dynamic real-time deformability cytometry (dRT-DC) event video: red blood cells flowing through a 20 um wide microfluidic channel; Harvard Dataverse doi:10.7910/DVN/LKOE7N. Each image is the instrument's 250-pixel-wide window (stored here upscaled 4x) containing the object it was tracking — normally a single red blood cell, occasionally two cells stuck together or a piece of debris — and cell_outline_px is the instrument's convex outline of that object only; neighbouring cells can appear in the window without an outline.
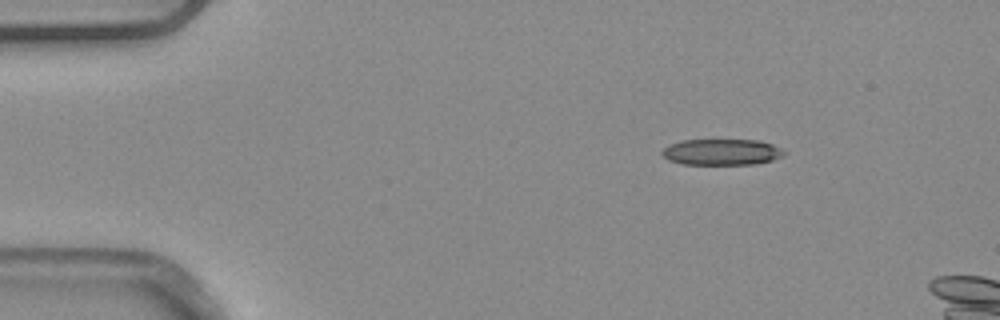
{"species": "common noctule bat (a hibernating species)", "species_latin": "Nyctalus noctula", "temperature_condition": "warm", "stored_images_in_passage": 3, "camera_frame_rate_fps": 3000, "um_per_image_px": 0.085, "animal": {"sex": "male", "body_mass_g": 20.4}, "frame": {"image": 1, "passage_image": 1, "time_ms": 0.0, "image_size_px": [1000, 320], "cell_outline_px": [[784, 156], [772, 160], [756, 164], [684, 164], [668, 160], [660, 152], [668, 144], [680, 140], [760, 140], [772, 144], [780, 148], [784, 152]], "centroid_in_image_um": [61.32, 12.92], "position_along_channel_um": 23.7, "area_um2": 18.61}}